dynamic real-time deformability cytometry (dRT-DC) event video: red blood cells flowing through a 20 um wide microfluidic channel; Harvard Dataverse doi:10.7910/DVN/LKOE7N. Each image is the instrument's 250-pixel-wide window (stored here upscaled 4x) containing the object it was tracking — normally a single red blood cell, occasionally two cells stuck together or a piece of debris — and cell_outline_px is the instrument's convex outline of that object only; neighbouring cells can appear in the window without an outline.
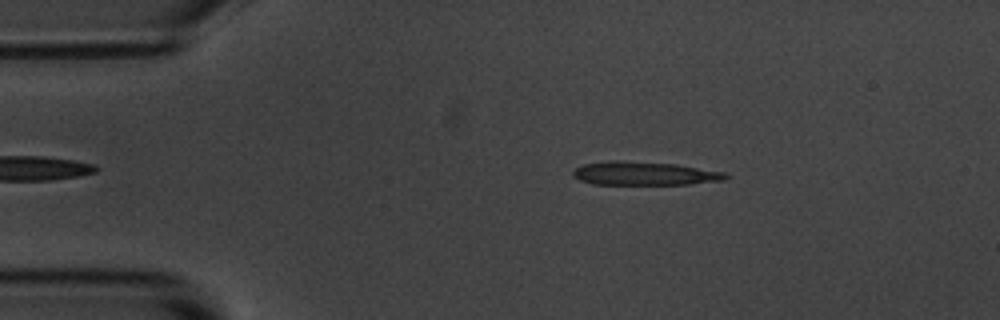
{"species": "common noctule bat (a hibernating species)", "species_latin": "Nyctalus noctula", "temperature_condition": "room temperature", "stored_images_in_passage": 5, "camera_frame_rate_fps": 3000, "um_per_image_px": 0.085, "animal": {"sex": "male", "body_mass_g": 20.1, "forearm_length_mm": 53.5}, "frame": {"image": 1, "passage_image": 2, "time_ms": 1.0, "image_size_px": [1000, 320], "cell_outline_px": [[732, 176], [724, 180], [692, 184], [592, 184], [580, 180], [572, 176], [572, 172], [576, 168], [584, 164], [612, 160], [620, 160], [676, 164], [724, 172]], "centroid_in_image_um": [54.79, 14.74], "position_along_channel_um": 30.2, "area_um2": 20.98}}
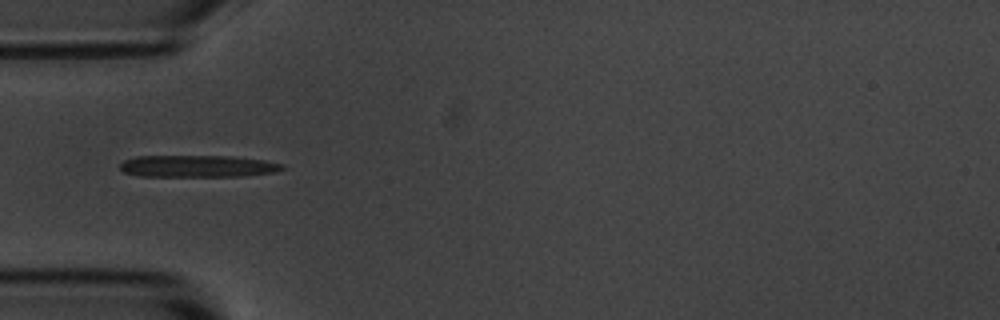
{"frame": {"image": 2, "passage_image": 4, "time_ms": 3.333, "image_size_px": [1000, 320], "cell_outline_px": [[284, 168], [276, 172], [244, 176], [140, 176], [124, 172], [120, 168], [120, 164], [124, 160], [136, 156], [232, 156], [264, 160], [284, 164]], "centroid_in_image_um": [16.82, 14.12], "position_along_channel_um": 68.2, "area_um2": 20.81}}